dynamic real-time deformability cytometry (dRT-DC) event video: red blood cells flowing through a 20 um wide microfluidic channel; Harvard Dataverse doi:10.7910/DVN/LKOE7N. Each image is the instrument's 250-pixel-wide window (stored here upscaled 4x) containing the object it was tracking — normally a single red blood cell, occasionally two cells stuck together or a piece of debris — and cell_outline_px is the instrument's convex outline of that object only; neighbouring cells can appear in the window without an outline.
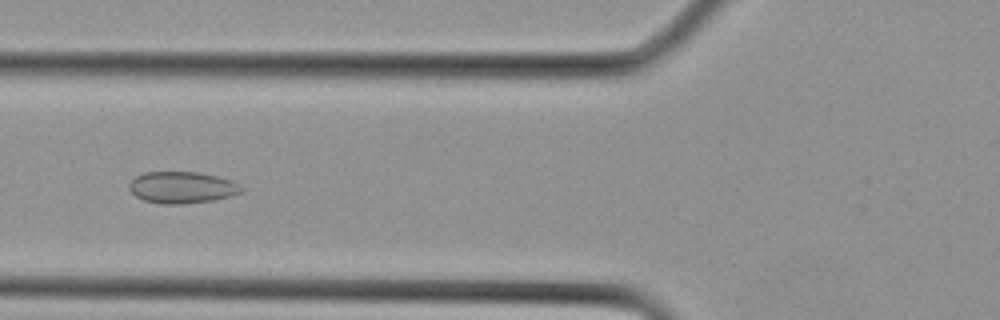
{"species": "Egyptian fruit bat (a non-hibernating species)", "species_latin": "Rousettus aegyptiacus", "temperature_condition": "cold", "stored_images_in_passage": 13, "camera_frame_rate_fps": 3000, "um_per_image_px": 0.085, "animal": {"sex": "female"}, "frame": {"image": 1, "passage_image": 10, "time_ms": 3.0, "image_size_px": [1000, 320], "cell_outline_px": [[244, 188], [240, 192], [228, 196], [212, 200], [180, 204], [164, 204], [144, 200], [136, 196], [128, 188], [128, 184], [136, 176], [144, 172], [196, 172], [216, 176], [232, 180], [240, 184]], "centroid_in_image_um": [15.45, 15.92], "position_along_channel_um": 110.3, "area_um2": 20.52}}
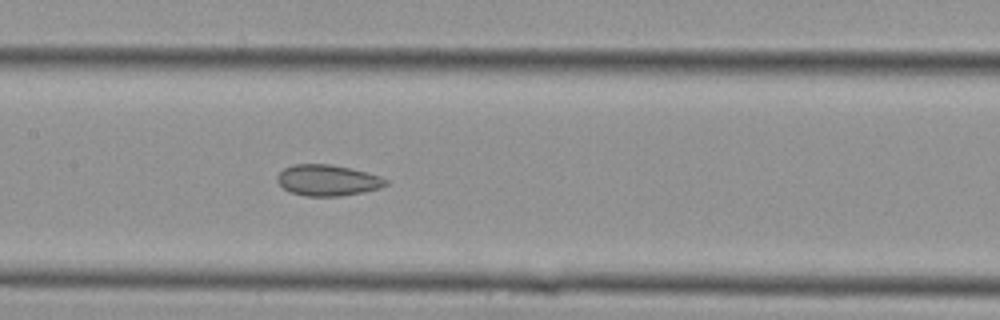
{"frame": {"image": 2, "passage_image": 13, "time_ms": 4.0, "image_size_px": [1000, 320], "cell_outline_px": [[388, 184], [380, 188], [364, 192], [340, 196], [304, 196], [292, 192], [284, 188], [276, 180], [276, 176], [284, 168], [292, 164], [328, 164], [352, 168], [380, 176], [388, 180]], "centroid_in_image_um": [27.86, 15.32], "position_along_channel_um": 179.5, "area_um2": 19.71}}